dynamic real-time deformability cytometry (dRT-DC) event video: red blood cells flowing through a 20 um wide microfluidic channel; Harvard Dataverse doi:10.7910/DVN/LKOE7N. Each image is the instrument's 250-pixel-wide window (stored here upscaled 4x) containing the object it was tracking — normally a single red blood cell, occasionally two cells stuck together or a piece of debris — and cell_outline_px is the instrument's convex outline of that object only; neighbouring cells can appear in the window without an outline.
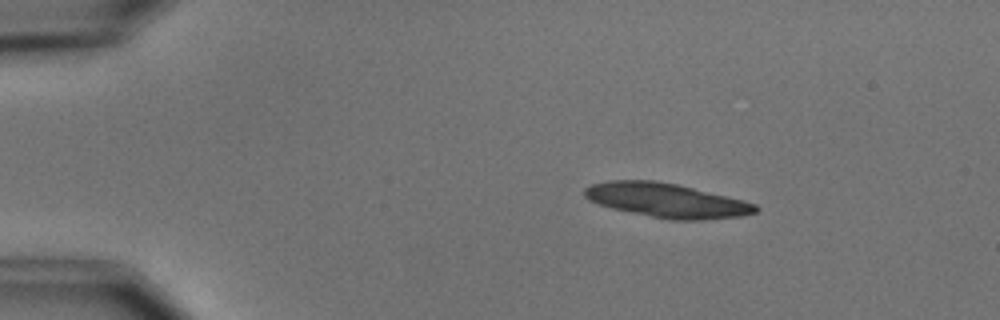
{"species": "common noctule bat (a hibernating species)", "species_latin": "Nyctalus noctula", "temperature_condition": "cold", "stored_images_in_passage": 3, "camera_frame_rate_fps": 3000, "um_per_image_px": 0.085, "animal": {"sex": "male", "body_mass_g": 15.6}, "frame": {"image": 1, "passage_image": 1, "time_ms": 0.0, "image_size_px": [1000, 320], "cell_outline_px": [[760, 208], [756, 212], [740, 216], [700, 220], [668, 220], [612, 208], [588, 200], [584, 196], [584, 188], [592, 184], [608, 180], [656, 180], [676, 184], [756, 204]], "centroid_in_image_um": [56.61, 17.03], "position_along_channel_um": 28.4, "area_um2": 33.76}}